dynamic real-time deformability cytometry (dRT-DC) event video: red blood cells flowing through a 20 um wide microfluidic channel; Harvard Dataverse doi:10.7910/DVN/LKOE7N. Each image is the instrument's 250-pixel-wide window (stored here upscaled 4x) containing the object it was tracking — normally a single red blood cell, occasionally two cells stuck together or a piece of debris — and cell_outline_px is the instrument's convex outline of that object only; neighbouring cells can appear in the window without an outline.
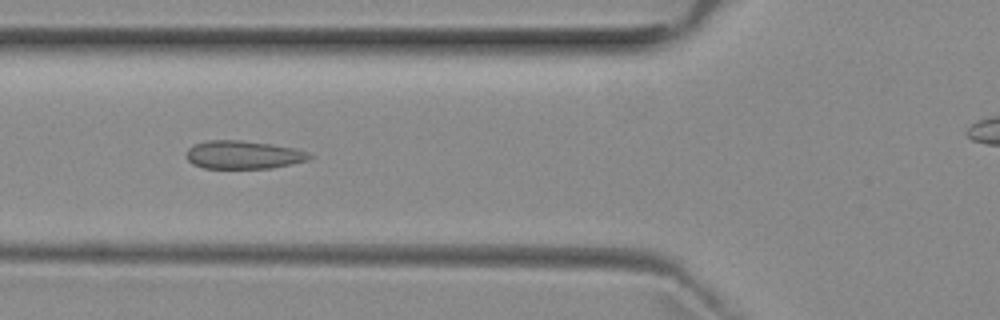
{"species": "common noctule bat (a hibernating species)", "species_latin": "Nyctalus noctula", "temperature_condition": "room temperature", "stored_images_in_passage": 4, "camera_frame_rate_fps": 3000, "um_per_image_px": 0.085, "animal": {"sex": "female", "body_mass_g": 29.2, "forearm_length_mm": 56.3}, "frame": {"image": 1, "passage_image": 3, "time_ms": 2.333, "image_size_px": [1000, 320], "cell_outline_px": [[312, 156], [308, 160], [292, 164], [272, 168], [204, 168], [192, 164], [184, 156], [188, 148], [192, 144], [208, 140], [240, 140], [296, 148], [308, 152]], "centroid_in_image_um": [20.64, 13.16], "position_along_channel_um": 105.2, "area_um2": 20.35}}
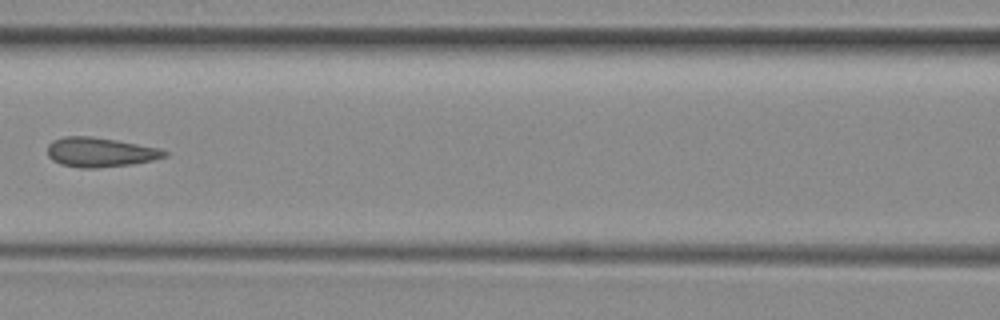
{"frame": {"image": 2, "passage_image": 4, "time_ms": 3.667, "image_size_px": [1000, 320], "cell_outline_px": [[168, 156], [152, 160], [132, 164], [96, 168], [80, 168], [60, 164], [52, 160], [48, 156], [48, 144], [52, 140], [64, 136], [92, 136], [116, 140], [160, 148], [168, 152]], "centroid_in_image_um": [8.5, 12.93], "position_along_channel_um": 158.1, "area_um2": 20.23}}